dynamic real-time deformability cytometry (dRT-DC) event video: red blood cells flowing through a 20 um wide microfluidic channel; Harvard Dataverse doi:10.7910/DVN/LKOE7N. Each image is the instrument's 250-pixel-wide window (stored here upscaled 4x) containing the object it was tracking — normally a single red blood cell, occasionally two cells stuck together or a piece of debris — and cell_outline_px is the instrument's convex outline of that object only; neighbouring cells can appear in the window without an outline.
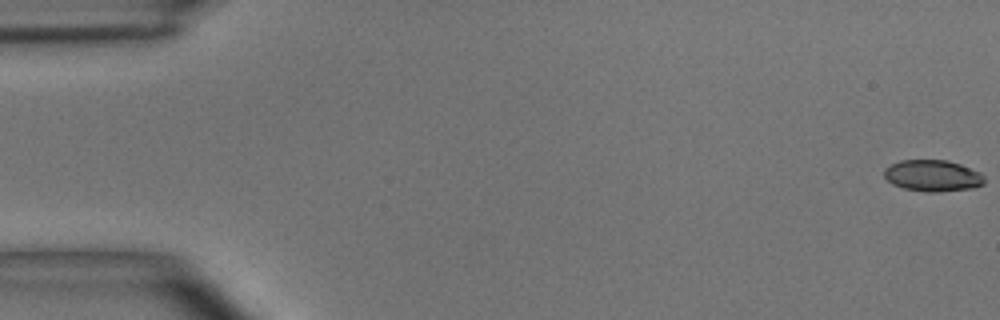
{"species": "common noctule bat (a hibernating species)", "species_latin": "Nyctalus noctula", "temperature_condition": "room temperature", "stored_images_in_passage": 49, "camera_frame_rate_fps": 3000, "um_per_image_px": 0.085, "animal": {"sex": "male", "body_mass_g": 15.6}, "frame": {"image": 1, "passage_image": 1, "time_ms": 0.0, "image_size_px": [1000, 320], "cell_outline_px": [[984, 184], [972, 188], [936, 192], [928, 192], [904, 188], [892, 184], [884, 176], [884, 168], [900, 160], [948, 160], [960, 164], [980, 172], [984, 176]], "centroid_in_image_um": [79.28, 14.93], "position_along_channel_um": 5.7, "area_um2": 18.32}}
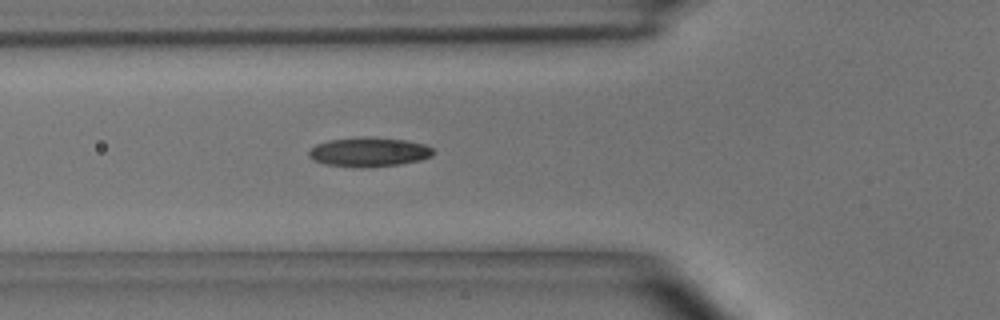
{"frame": {"image": 2, "passage_image": 18, "time_ms": 5.667, "image_size_px": [1000, 320], "cell_outline_px": [[436, 152], [432, 156], [420, 160], [400, 164], [364, 168], [356, 168], [324, 164], [312, 160], [308, 156], [308, 152], [316, 144], [328, 140], [364, 136], [408, 140], [424, 144], [432, 148]], "centroid_in_image_um": [31.35, 12.92], "position_along_channel_um": 94.4, "area_um2": 21.62}}
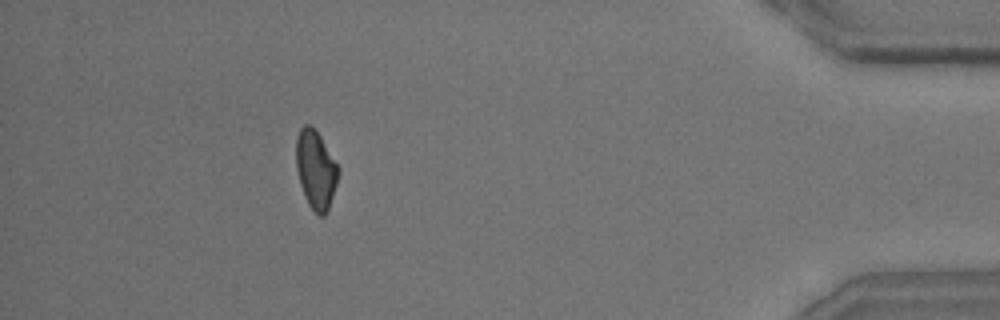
{"frame": {"image": 3, "passage_image": 45, "time_ms": 14.667, "image_size_px": [1000, 320], "cell_outline_px": [[340, 172], [328, 212], [324, 216], [320, 216], [308, 204], [304, 196], [300, 184], [296, 168], [296, 136], [300, 128], [304, 124], [308, 124], [320, 136], [340, 168]], "centroid_in_image_um": [26.84, 14.43], "position_along_channel_um": 408.4, "area_um2": 19.36}, "authors_computed_cell_mechanics": {"area_um2": 19.652, "velocity_mm_per_s": 4.0775, "shape_relaxation_time_tau1_ms": 7.9998, "shape_relaxation_time_tau2_ms": 2.6462, "deformation_change_tau1": 0.1892, "deformation_change_tau2": 0.077}}